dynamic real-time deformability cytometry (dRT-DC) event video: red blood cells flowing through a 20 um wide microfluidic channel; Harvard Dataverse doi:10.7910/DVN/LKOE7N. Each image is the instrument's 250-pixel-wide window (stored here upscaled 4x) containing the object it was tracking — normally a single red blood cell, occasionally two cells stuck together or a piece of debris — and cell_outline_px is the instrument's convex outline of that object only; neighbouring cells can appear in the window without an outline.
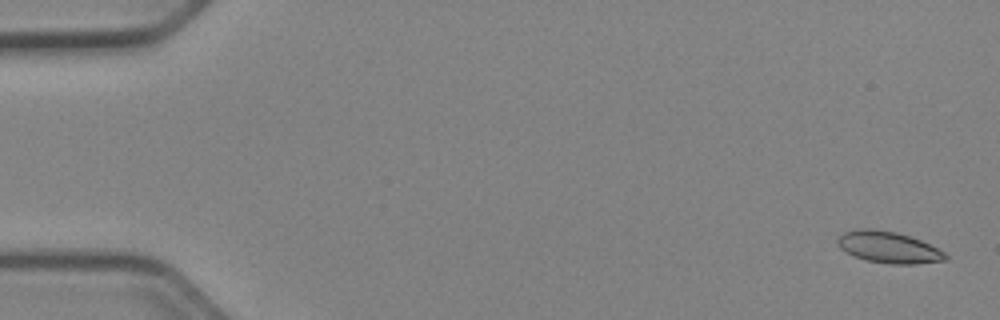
{"species": "Egyptian fruit bat (a non-hibernating species)", "species_latin": "Rousettus aegyptiacus", "temperature_condition": "cold", "stored_images_in_passage": 52, "camera_frame_rate_fps": 3000, "um_per_image_px": 0.085, "animal": {"sex": "female"}, "frame": {"image": 1, "passage_image": 2, "time_ms": 0.333, "image_size_px": [1000, 320], "cell_outline_px": [[948, 260], [916, 264], [892, 264], [868, 260], [856, 256], [840, 248], [836, 244], [836, 240], [844, 232], [864, 228], [872, 228], [896, 232], [920, 240], [944, 252], [948, 256]], "centroid_in_image_um": [75.53, 21.02], "position_along_channel_um": 9.5, "area_um2": 19.54}}
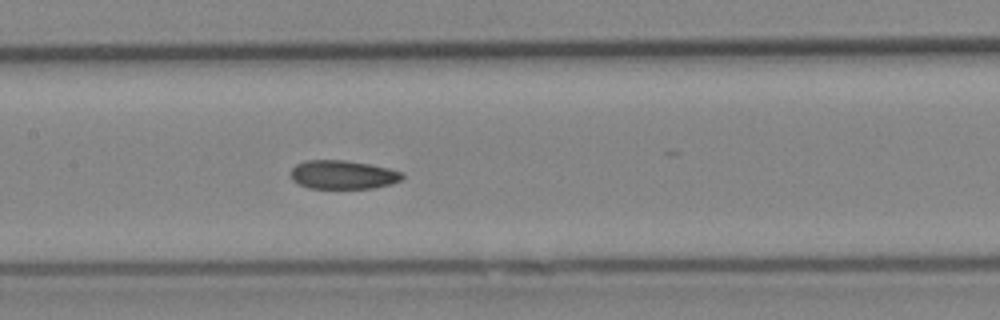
{"frame": {"image": 2, "passage_image": 26, "time_ms": 8.333, "image_size_px": [1000, 320], "cell_outline_px": [[404, 176], [400, 180], [392, 184], [372, 188], [308, 188], [296, 184], [292, 180], [288, 172], [296, 164], [304, 160], [344, 160], [368, 164], [388, 168], [404, 172]], "centroid_in_image_um": [29.1, 14.85], "position_along_channel_um": 178.3, "area_um2": 18.9}}
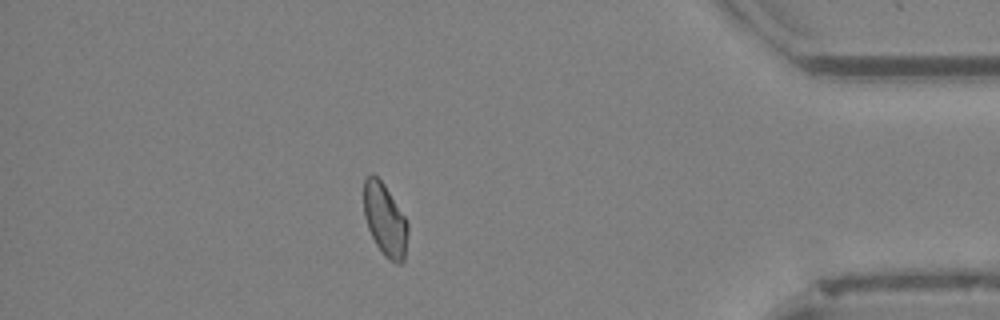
{"frame": {"image": 3, "passage_image": 46, "time_ms": 15.0, "image_size_px": [1000, 320], "cell_outline_px": [[408, 232], [404, 260], [400, 264], [396, 264], [388, 260], [384, 256], [376, 244], [368, 228], [364, 216], [364, 180], [372, 172], [384, 184], [404, 216], [408, 224]], "centroid_in_image_um": [32.72, 18.71], "position_along_channel_um": 402.5, "area_um2": 18.55}, "authors_computed_cell_mechanics": {"area_um2": 19.1896, "velocity_mm_per_s": 3.9364, "shape_relaxation_time_tau1_ms": null, "shape_relaxation_time_tau2_ms": 4.6094, "deformation_change_tau1": null, "deformation_change_tau2": 0.0728}}